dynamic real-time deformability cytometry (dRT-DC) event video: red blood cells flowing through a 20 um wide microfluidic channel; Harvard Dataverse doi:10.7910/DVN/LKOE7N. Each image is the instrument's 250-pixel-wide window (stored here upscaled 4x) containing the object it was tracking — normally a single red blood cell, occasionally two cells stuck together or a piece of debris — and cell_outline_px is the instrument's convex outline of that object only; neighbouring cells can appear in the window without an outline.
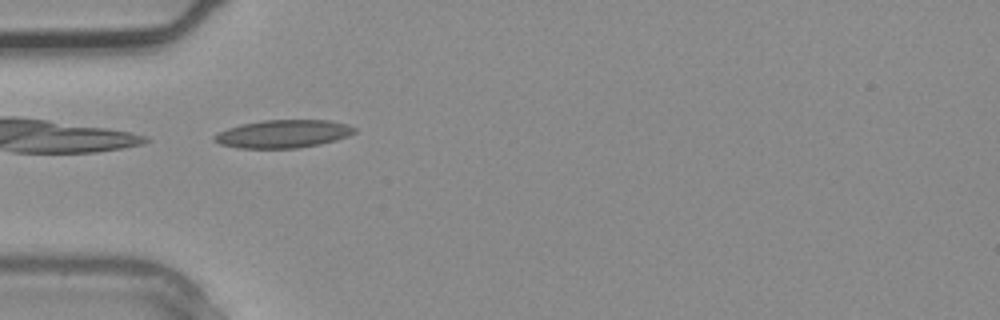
{"species": "common noctule bat (a hibernating species)", "species_latin": "Nyctalus noctula", "temperature_condition": "warm", "stored_images_in_passage": 4, "camera_frame_rate_fps": 3000, "um_per_image_px": 0.085, "animal": {"sex": "male", "body_mass_g": 20.4}, "frame": {"image": 1, "passage_image": 3, "time_ms": 0.667, "image_size_px": [1000, 320], "cell_outline_px": [[356, 132], [348, 136], [336, 140], [320, 144], [296, 148], [236, 148], [220, 144], [212, 140], [212, 136], [228, 128], [240, 124], [264, 120], [328, 120], [348, 124], [356, 128]], "centroid_in_image_um": [24.06, 11.38], "position_along_channel_um": 60.9, "area_um2": 22.95}}
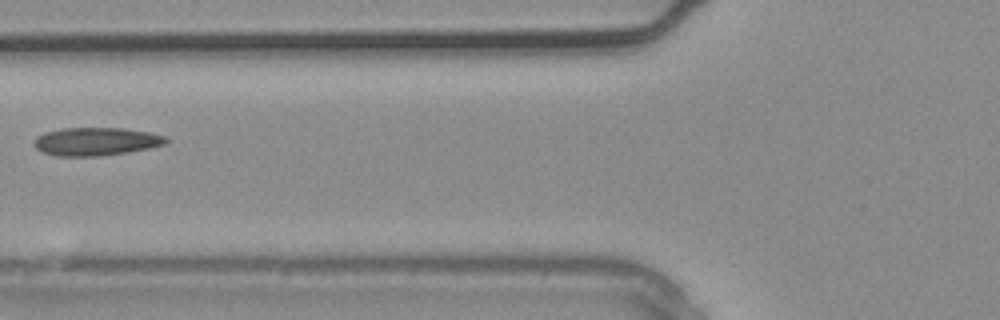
{"frame": {"image": 2, "passage_image": 4, "time_ms": 1.0, "image_size_px": [1000, 320], "cell_outline_px": [[168, 140], [164, 144], [148, 148], [128, 152], [96, 156], [56, 156], [44, 152], [36, 148], [32, 144], [32, 140], [36, 136], [44, 132], [64, 128], [124, 128], [148, 132], [164, 136]], "centroid_in_image_um": [8.09, 12.02], "position_along_channel_um": 117.7, "area_um2": 21.56}}